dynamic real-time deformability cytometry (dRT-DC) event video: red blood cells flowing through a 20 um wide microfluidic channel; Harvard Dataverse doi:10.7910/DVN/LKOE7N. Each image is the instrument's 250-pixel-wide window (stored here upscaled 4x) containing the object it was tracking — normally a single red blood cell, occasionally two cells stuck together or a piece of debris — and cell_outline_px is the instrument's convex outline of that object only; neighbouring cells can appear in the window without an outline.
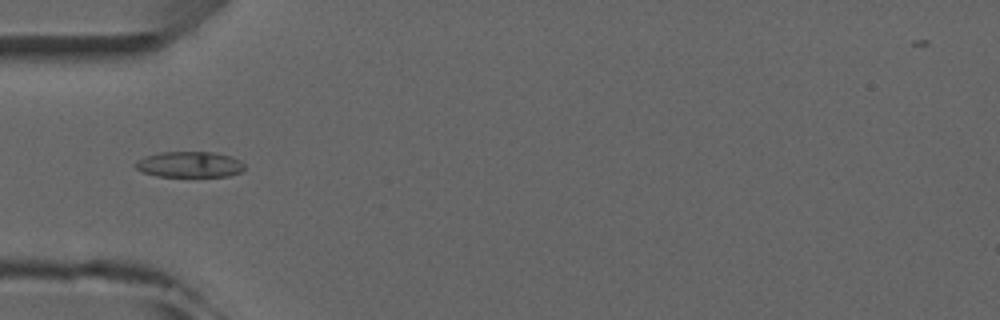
{"species": "common noctule bat (a hibernating species)", "species_latin": "Nyctalus noctula", "temperature_condition": "room temperature", "stored_images_in_passage": 4, "camera_frame_rate_fps": 3000, "um_per_image_px": 0.085, "animal": {"sex": "male", "forearm_length_mm": 52.5}, "frame": {"image": 1, "passage_image": 4, "time_ms": 3.333, "image_size_px": [1000, 320], "cell_outline_px": [[244, 168], [240, 172], [228, 176], [156, 176], [144, 172], [136, 168], [132, 164], [136, 160], [144, 156], [160, 152], [212, 152], [232, 156], [240, 160], [244, 164]], "centroid_in_image_um": [16.08, 13.97], "position_along_channel_um": 68.9, "area_um2": 16.47}}